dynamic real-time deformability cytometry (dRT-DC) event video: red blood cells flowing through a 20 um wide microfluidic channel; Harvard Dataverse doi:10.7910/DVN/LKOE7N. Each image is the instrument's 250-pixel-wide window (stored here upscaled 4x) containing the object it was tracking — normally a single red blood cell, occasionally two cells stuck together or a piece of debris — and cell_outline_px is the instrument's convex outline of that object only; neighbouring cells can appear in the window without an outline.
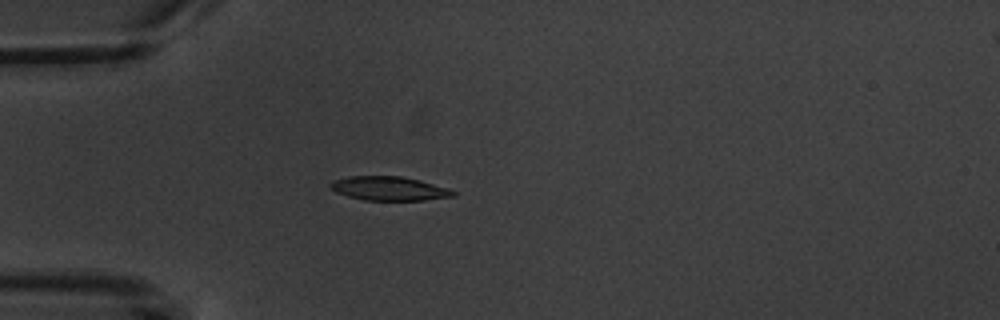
{"species": "common noctule bat (a hibernating species)", "species_latin": "Nyctalus noctula", "temperature_condition": "warm", "stored_images_in_passage": 5, "camera_frame_rate_fps": 3000, "um_per_image_px": 0.085, "animal": {"sex": "male", "body_mass_g": 20.1, "forearm_length_mm": 53.5}, "frame": {"image": 1, "passage_image": 5, "time_ms": 4.667, "image_size_px": [1000, 320], "cell_outline_px": [[456, 196], [424, 200], [364, 200], [348, 196], [336, 192], [328, 184], [332, 180], [348, 176], [400, 176], [420, 180], [448, 188], [456, 192]], "centroid_in_image_um": [33.07, 16.02], "position_along_channel_um": 51.9, "area_um2": 17.17}}